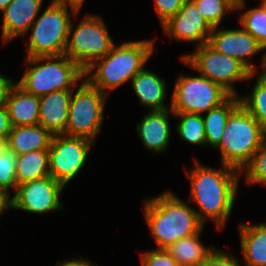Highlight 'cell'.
<instances>
[{
    "mask_svg": "<svg viewBox=\"0 0 266 266\" xmlns=\"http://www.w3.org/2000/svg\"><path fill=\"white\" fill-rule=\"evenodd\" d=\"M17 155L6 144L0 146V190L10 193L17 190Z\"/></svg>",
    "mask_w": 266,
    "mask_h": 266,
    "instance_id": "cell-28",
    "label": "cell"
},
{
    "mask_svg": "<svg viewBox=\"0 0 266 266\" xmlns=\"http://www.w3.org/2000/svg\"><path fill=\"white\" fill-rule=\"evenodd\" d=\"M64 187L50 175L23 183L12 197V208L34 214L63 209L60 197Z\"/></svg>",
    "mask_w": 266,
    "mask_h": 266,
    "instance_id": "cell-12",
    "label": "cell"
},
{
    "mask_svg": "<svg viewBox=\"0 0 266 266\" xmlns=\"http://www.w3.org/2000/svg\"><path fill=\"white\" fill-rule=\"evenodd\" d=\"M16 82L0 74V108L7 107V99Z\"/></svg>",
    "mask_w": 266,
    "mask_h": 266,
    "instance_id": "cell-35",
    "label": "cell"
},
{
    "mask_svg": "<svg viewBox=\"0 0 266 266\" xmlns=\"http://www.w3.org/2000/svg\"><path fill=\"white\" fill-rule=\"evenodd\" d=\"M181 61L222 86L231 95H238L233 83L255 76L238 59L218 52L209 43L196 47V51L191 54H184Z\"/></svg>",
    "mask_w": 266,
    "mask_h": 266,
    "instance_id": "cell-8",
    "label": "cell"
},
{
    "mask_svg": "<svg viewBox=\"0 0 266 266\" xmlns=\"http://www.w3.org/2000/svg\"><path fill=\"white\" fill-rule=\"evenodd\" d=\"M155 9L163 25L183 7L187 0H154Z\"/></svg>",
    "mask_w": 266,
    "mask_h": 266,
    "instance_id": "cell-32",
    "label": "cell"
},
{
    "mask_svg": "<svg viewBox=\"0 0 266 266\" xmlns=\"http://www.w3.org/2000/svg\"><path fill=\"white\" fill-rule=\"evenodd\" d=\"M25 62L28 68L16 83L38 97L57 90L75 89L77 81L84 78V70L66 55L26 57Z\"/></svg>",
    "mask_w": 266,
    "mask_h": 266,
    "instance_id": "cell-5",
    "label": "cell"
},
{
    "mask_svg": "<svg viewBox=\"0 0 266 266\" xmlns=\"http://www.w3.org/2000/svg\"><path fill=\"white\" fill-rule=\"evenodd\" d=\"M56 266H95L83 257L80 259L65 260L63 262H57ZM97 266V265H96Z\"/></svg>",
    "mask_w": 266,
    "mask_h": 266,
    "instance_id": "cell-38",
    "label": "cell"
},
{
    "mask_svg": "<svg viewBox=\"0 0 266 266\" xmlns=\"http://www.w3.org/2000/svg\"><path fill=\"white\" fill-rule=\"evenodd\" d=\"M264 6H265V8H266V0H262V2H261Z\"/></svg>",
    "mask_w": 266,
    "mask_h": 266,
    "instance_id": "cell-41",
    "label": "cell"
},
{
    "mask_svg": "<svg viewBox=\"0 0 266 266\" xmlns=\"http://www.w3.org/2000/svg\"><path fill=\"white\" fill-rule=\"evenodd\" d=\"M163 31L176 41L208 43L212 27L200 15L196 4L187 0L183 7L163 25Z\"/></svg>",
    "mask_w": 266,
    "mask_h": 266,
    "instance_id": "cell-13",
    "label": "cell"
},
{
    "mask_svg": "<svg viewBox=\"0 0 266 266\" xmlns=\"http://www.w3.org/2000/svg\"><path fill=\"white\" fill-rule=\"evenodd\" d=\"M132 87L140 103L153 110H166V82L155 72L143 69L138 72L131 80Z\"/></svg>",
    "mask_w": 266,
    "mask_h": 266,
    "instance_id": "cell-18",
    "label": "cell"
},
{
    "mask_svg": "<svg viewBox=\"0 0 266 266\" xmlns=\"http://www.w3.org/2000/svg\"><path fill=\"white\" fill-rule=\"evenodd\" d=\"M231 94L205 76L180 75L174 86L170 109L173 112L206 113L225 102Z\"/></svg>",
    "mask_w": 266,
    "mask_h": 266,
    "instance_id": "cell-10",
    "label": "cell"
},
{
    "mask_svg": "<svg viewBox=\"0 0 266 266\" xmlns=\"http://www.w3.org/2000/svg\"><path fill=\"white\" fill-rule=\"evenodd\" d=\"M91 145L87 138L53 135L48 150L50 176L66 186L86 164Z\"/></svg>",
    "mask_w": 266,
    "mask_h": 266,
    "instance_id": "cell-11",
    "label": "cell"
},
{
    "mask_svg": "<svg viewBox=\"0 0 266 266\" xmlns=\"http://www.w3.org/2000/svg\"><path fill=\"white\" fill-rule=\"evenodd\" d=\"M69 6L51 2L31 25L27 57L62 56L71 25Z\"/></svg>",
    "mask_w": 266,
    "mask_h": 266,
    "instance_id": "cell-6",
    "label": "cell"
},
{
    "mask_svg": "<svg viewBox=\"0 0 266 266\" xmlns=\"http://www.w3.org/2000/svg\"><path fill=\"white\" fill-rule=\"evenodd\" d=\"M240 24L248 31L257 42L266 49V8L261 3L258 8H252L242 13L240 16ZM261 66L263 72L266 71V52L262 57Z\"/></svg>",
    "mask_w": 266,
    "mask_h": 266,
    "instance_id": "cell-27",
    "label": "cell"
},
{
    "mask_svg": "<svg viewBox=\"0 0 266 266\" xmlns=\"http://www.w3.org/2000/svg\"><path fill=\"white\" fill-rule=\"evenodd\" d=\"M201 232L182 238L166 249L180 266H200L216 250L203 245Z\"/></svg>",
    "mask_w": 266,
    "mask_h": 266,
    "instance_id": "cell-22",
    "label": "cell"
},
{
    "mask_svg": "<svg viewBox=\"0 0 266 266\" xmlns=\"http://www.w3.org/2000/svg\"><path fill=\"white\" fill-rule=\"evenodd\" d=\"M194 160V168L185 169L191 185L189 200L199 207L195 211L203 224L210 219L220 230L231 216L242 173L225 164L213 169Z\"/></svg>",
    "mask_w": 266,
    "mask_h": 266,
    "instance_id": "cell-1",
    "label": "cell"
},
{
    "mask_svg": "<svg viewBox=\"0 0 266 266\" xmlns=\"http://www.w3.org/2000/svg\"><path fill=\"white\" fill-rule=\"evenodd\" d=\"M173 115L179 118L176 130L181 139L191 144L207 145L203 114L174 112Z\"/></svg>",
    "mask_w": 266,
    "mask_h": 266,
    "instance_id": "cell-25",
    "label": "cell"
},
{
    "mask_svg": "<svg viewBox=\"0 0 266 266\" xmlns=\"http://www.w3.org/2000/svg\"><path fill=\"white\" fill-rule=\"evenodd\" d=\"M214 27L210 34L209 44L218 52L238 59L252 73H257L256 64L249 61L264 48L243 27L241 29H219Z\"/></svg>",
    "mask_w": 266,
    "mask_h": 266,
    "instance_id": "cell-14",
    "label": "cell"
},
{
    "mask_svg": "<svg viewBox=\"0 0 266 266\" xmlns=\"http://www.w3.org/2000/svg\"><path fill=\"white\" fill-rule=\"evenodd\" d=\"M239 233L244 266H266V223H240Z\"/></svg>",
    "mask_w": 266,
    "mask_h": 266,
    "instance_id": "cell-21",
    "label": "cell"
},
{
    "mask_svg": "<svg viewBox=\"0 0 266 266\" xmlns=\"http://www.w3.org/2000/svg\"><path fill=\"white\" fill-rule=\"evenodd\" d=\"M239 104L240 98L237 95H231L225 102L203 115L205 140L208 146L215 148L219 144L228 117Z\"/></svg>",
    "mask_w": 266,
    "mask_h": 266,
    "instance_id": "cell-23",
    "label": "cell"
},
{
    "mask_svg": "<svg viewBox=\"0 0 266 266\" xmlns=\"http://www.w3.org/2000/svg\"><path fill=\"white\" fill-rule=\"evenodd\" d=\"M53 135L40 126L24 125L11 128L6 146L17 156L35 150H49Z\"/></svg>",
    "mask_w": 266,
    "mask_h": 266,
    "instance_id": "cell-20",
    "label": "cell"
},
{
    "mask_svg": "<svg viewBox=\"0 0 266 266\" xmlns=\"http://www.w3.org/2000/svg\"><path fill=\"white\" fill-rule=\"evenodd\" d=\"M244 169L245 180L248 184L266 185V137Z\"/></svg>",
    "mask_w": 266,
    "mask_h": 266,
    "instance_id": "cell-30",
    "label": "cell"
},
{
    "mask_svg": "<svg viewBox=\"0 0 266 266\" xmlns=\"http://www.w3.org/2000/svg\"><path fill=\"white\" fill-rule=\"evenodd\" d=\"M143 212L157 249H167L204 228L195 209L169 190L147 199Z\"/></svg>",
    "mask_w": 266,
    "mask_h": 266,
    "instance_id": "cell-2",
    "label": "cell"
},
{
    "mask_svg": "<svg viewBox=\"0 0 266 266\" xmlns=\"http://www.w3.org/2000/svg\"><path fill=\"white\" fill-rule=\"evenodd\" d=\"M50 175L48 150H35L17 156V185Z\"/></svg>",
    "mask_w": 266,
    "mask_h": 266,
    "instance_id": "cell-24",
    "label": "cell"
},
{
    "mask_svg": "<svg viewBox=\"0 0 266 266\" xmlns=\"http://www.w3.org/2000/svg\"><path fill=\"white\" fill-rule=\"evenodd\" d=\"M240 98V104L266 130V71H261L252 92Z\"/></svg>",
    "mask_w": 266,
    "mask_h": 266,
    "instance_id": "cell-26",
    "label": "cell"
},
{
    "mask_svg": "<svg viewBox=\"0 0 266 266\" xmlns=\"http://www.w3.org/2000/svg\"><path fill=\"white\" fill-rule=\"evenodd\" d=\"M11 128L7 107L0 108V142L2 144L6 143Z\"/></svg>",
    "mask_w": 266,
    "mask_h": 266,
    "instance_id": "cell-34",
    "label": "cell"
},
{
    "mask_svg": "<svg viewBox=\"0 0 266 266\" xmlns=\"http://www.w3.org/2000/svg\"><path fill=\"white\" fill-rule=\"evenodd\" d=\"M74 89L53 91L39 97L38 124L52 135L64 134L69 118V106Z\"/></svg>",
    "mask_w": 266,
    "mask_h": 266,
    "instance_id": "cell-16",
    "label": "cell"
},
{
    "mask_svg": "<svg viewBox=\"0 0 266 266\" xmlns=\"http://www.w3.org/2000/svg\"><path fill=\"white\" fill-rule=\"evenodd\" d=\"M141 266H180L166 249H153L141 255Z\"/></svg>",
    "mask_w": 266,
    "mask_h": 266,
    "instance_id": "cell-31",
    "label": "cell"
},
{
    "mask_svg": "<svg viewBox=\"0 0 266 266\" xmlns=\"http://www.w3.org/2000/svg\"><path fill=\"white\" fill-rule=\"evenodd\" d=\"M52 2L64 5V6H69L71 9V13L74 14L75 16L77 15L78 11L81 10V6L84 3V0H53Z\"/></svg>",
    "mask_w": 266,
    "mask_h": 266,
    "instance_id": "cell-36",
    "label": "cell"
},
{
    "mask_svg": "<svg viewBox=\"0 0 266 266\" xmlns=\"http://www.w3.org/2000/svg\"><path fill=\"white\" fill-rule=\"evenodd\" d=\"M153 40L128 41L112 47L103 58L84 71L85 80L108 96L112 91L144 69L154 51ZM95 70V71H94Z\"/></svg>",
    "mask_w": 266,
    "mask_h": 266,
    "instance_id": "cell-3",
    "label": "cell"
},
{
    "mask_svg": "<svg viewBox=\"0 0 266 266\" xmlns=\"http://www.w3.org/2000/svg\"><path fill=\"white\" fill-rule=\"evenodd\" d=\"M228 2L236 11L245 8V1L244 0H225Z\"/></svg>",
    "mask_w": 266,
    "mask_h": 266,
    "instance_id": "cell-39",
    "label": "cell"
},
{
    "mask_svg": "<svg viewBox=\"0 0 266 266\" xmlns=\"http://www.w3.org/2000/svg\"><path fill=\"white\" fill-rule=\"evenodd\" d=\"M174 114L171 109L153 110L145 114L136 129L146 149L154 152H165L171 138L169 115Z\"/></svg>",
    "mask_w": 266,
    "mask_h": 266,
    "instance_id": "cell-17",
    "label": "cell"
},
{
    "mask_svg": "<svg viewBox=\"0 0 266 266\" xmlns=\"http://www.w3.org/2000/svg\"><path fill=\"white\" fill-rule=\"evenodd\" d=\"M39 107V97L26 92L16 83L7 99V110L11 126L37 125Z\"/></svg>",
    "mask_w": 266,
    "mask_h": 266,
    "instance_id": "cell-19",
    "label": "cell"
},
{
    "mask_svg": "<svg viewBox=\"0 0 266 266\" xmlns=\"http://www.w3.org/2000/svg\"><path fill=\"white\" fill-rule=\"evenodd\" d=\"M73 95L69 106V118L64 135L83 137L93 142L103 121L104 105L107 95L91 86L85 79Z\"/></svg>",
    "mask_w": 266,
    "mask_h": 266,
    "instance_id": "cell-9",
    "label": "cell"
},
{
    "mask_svg": "<svg viewBox=\"0 0 266 266\" xmlns=\"http://www.w3.org/2000/svg\"><path fill=\"white\" fill-rule=\"evenodd\" d=\"M266 130L239 104L229 115L222 138L215 147L221 153V163L243 173L244 167L262 146Z\"/></svg>",
    "mask_w": 266,
    "mask_h": 266,
    "instance_id": "cell-4",
    "label": "cell"
},
{
    "mask_svg": "<svg viewBox=\"0 0 266 266\" xmlns=\"http://www.w3.org/2000/svg\"><path fill=\"white\" fill-rule=\"evenodd\" d=\"M12 0H0V12H2Z\"/></svg>",
    "mask_w": 266,
    "mask_h": 266,
    "instance_id": "cell-40",
    "label": "cell"
},
{
    "mask_svg": "<svg viewBox=\"0 0 266 266\" xmlns=\"http://www.w3.org/2000/svg\"><path fill=\"white\" fill-rule=\"evenodd\" d=\"M71 22L65 54L84 71L94 61L103 58L114 46L106 24L100 16L85 15L73 28Z\"/></svg>",
    "mask_w": 266,
    "mask_h": 266,
    "instance_id": "cell-7",
    "label": "cell"
},
{
    "mask_svg": "<svg viewBox=\"0 0 266 266\" xmlns=\"http://www.w3.org/2000/svg\"><path fill=\"white\" fill-rule=\"evenodd\" d=\"M200 15L214 27H219L226 13L236 12V10L225 0H192Z\"/></svg>",
    "mask_w": 266,
    "mask_h": 266,
    "instance_id": "cell-29",
    "label": "cell"
},
{
    "mask_svg": "<svg viewBox=\"0 0 266 266\" xmlns=\"http://www.w3.org/2000/svg\"><path fill=\"white\" fill-rule=\"evenodd\" d=\"M43 0H12L3 12L2 40L25 36L39 15Z\"/></svg>",
    "mask_w": 266,
    "mask_h": 266,
    "instance_id": "cell-15",
    "label": "cell"
},
{
    "mask_svg": "<svg viewBox=\"0 0 266 266\" xmlns=\"http://www.w3.org/2000/svg\"><path fill=\"white\" fill-rule=\"evenodd\" d=\"M200 266H241L232 254L216 249Z\"/></svg>",
    "mask_w": 266,
    "mask_h": 266,
    "instance_id": "cell-33",
    "label": "cell"
},
{
    "mask_svg": "<svg viewBox=\"0 0 266 266\" xmlns=\"http://www.w3.org/2000/svg\"><path fill=\"white\" fill-rule=\"evenodd\" d=\"M12 208V197H10V193L0 190V215Z\"/></svg>",
    "mask_w": 266,
    "mask_h": 266,
    "instance_id": "cell-37",
    "label": "cell"
}]
</instances>
